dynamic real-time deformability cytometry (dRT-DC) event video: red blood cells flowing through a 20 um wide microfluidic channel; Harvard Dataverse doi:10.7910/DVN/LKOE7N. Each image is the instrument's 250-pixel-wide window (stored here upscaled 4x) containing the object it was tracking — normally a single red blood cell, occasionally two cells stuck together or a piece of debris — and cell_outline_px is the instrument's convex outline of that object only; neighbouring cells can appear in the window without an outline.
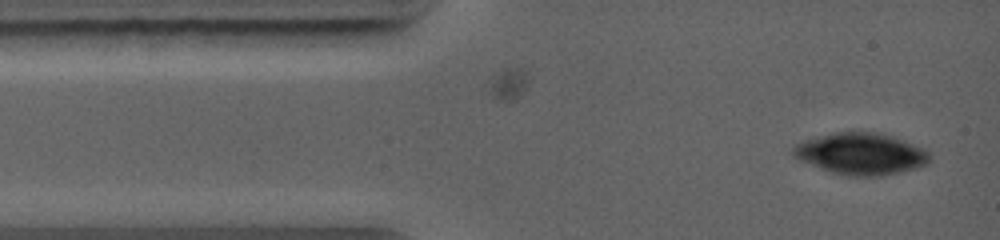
{"species": "common noctule bat (a hibernating species)", "species_latin": "Nyctalus noctula", "temperature_condition": "warm", "stored_images_in_passage": 2, "camera_frame_rate_fps": 5000, "um_per_image_px": 0.085, "animal": {"sex": "female", "body_mass_g": 19.0, "forearm_length_mm": 56.7}, "frame": {"image": 1, "passage_image": 2, "time_ms": 0.8, "image_size_px": [1000, 240], "cell_outline_px": [[932, 160], [928, 164], [916, 168], [900, 172], [880, 176], [848, 176], [832, 172], [820, 168], [800, 160], [792, 156], [792, 148], [796, 144], [804, 140], [836, 132], [880, 132], [904, 140], [924, 148], [932, 156]], "centroid_in_image_um": [73.22, 13.07], "position_along_channel_um": 11.8, "area_um2": 33.23}}